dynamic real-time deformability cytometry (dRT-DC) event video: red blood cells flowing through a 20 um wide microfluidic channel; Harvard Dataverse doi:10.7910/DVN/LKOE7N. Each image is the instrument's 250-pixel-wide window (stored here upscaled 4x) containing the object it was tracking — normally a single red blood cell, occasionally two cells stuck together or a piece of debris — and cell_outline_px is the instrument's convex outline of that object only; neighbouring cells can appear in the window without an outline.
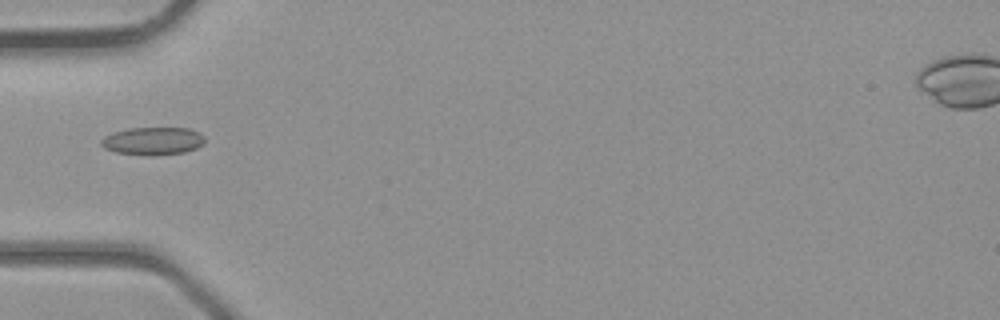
{"species": "common noctule bat (a hibernating species)", "species_latin": "Nyctalus noctula", "temperature_condition": "room temperature", "stored_images_in_passage": 3, "camera_frame_rate_fps": 3000, "um_per_image_px": 0.085, "animal": {"sex": "male", "body_mass_g": 23.1, "forearm_length_mm": 52.7}, "frame": {"image": 1, "passage_image": 3, "time_ms": 2.0, "image_size_px": [1000, 320], "cell_outline_px": [[204, 144], [196, 148], [184, 152], [156, 156], [144, 156], [116, 152], [104, 148], [100, 144], [100, 140], [104, 136], [112, 132], [128, 128], [188, 128], [200, 132], [204, 136]], "centroid_in_image_um": [12.98, 11.99], "position_along_channel_um": 72.0, "area_um2": 17.11}}